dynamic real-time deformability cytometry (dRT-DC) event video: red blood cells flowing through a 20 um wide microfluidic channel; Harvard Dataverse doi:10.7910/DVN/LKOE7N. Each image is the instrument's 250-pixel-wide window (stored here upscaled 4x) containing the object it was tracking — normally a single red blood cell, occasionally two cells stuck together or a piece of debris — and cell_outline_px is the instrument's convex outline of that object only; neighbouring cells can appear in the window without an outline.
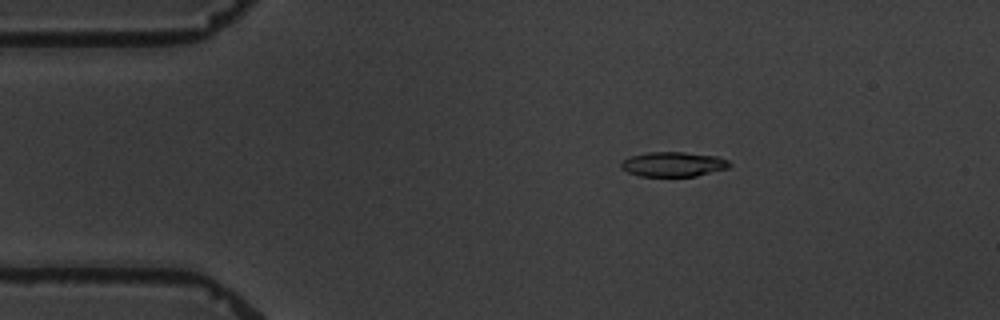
{"species": "common noctule bat (a hibernating species)", "species_latin": "Nyctalus noctula", "temperature_condition": "warm", "stored_images_in_passage": 5, "camera_frame_rate_fps": 3000, "um_per_image_px": 0.085, "animal": {"sex": "male", "body_mass_g": 19.5, "forearm_length_mm": 54.6}, "frame": {"image": 1, "passage_image": 3, "time_ms": 2.333, "image_size_px": [1000, 320], "cell_outline_px": [[732, 164], [728, 168], [696, 176], [640, 176], [628, 172], [620, 168], [620, 164], [624, 160], [632, 156], [648, 152], [684, 152], [716, 156], [728, 160]], "centroid_in_image_um": [57.24, 13.96], "position_along_channel_um": 27.8, "area_um2": 15.55}}
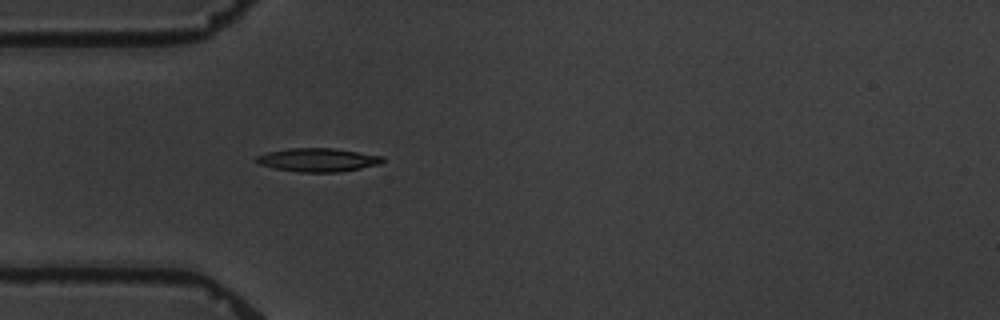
{"frame": {"image": 2, "passage_image": 5, "time_ms": 4.667, "image_size_px": [1000, 320], "cell_outline_px": [[384, 160], [380, 164], [340, 172], [300, 172], [276, 168], [260, 164], [252, 160], [256, 156], [268, 152], [288, 148], [336, 148], [384, 156]], "centroid_in_image_um": [27.03, 13.58], "position_along_channel_um": 58.0, "area_um2": 17.34}}